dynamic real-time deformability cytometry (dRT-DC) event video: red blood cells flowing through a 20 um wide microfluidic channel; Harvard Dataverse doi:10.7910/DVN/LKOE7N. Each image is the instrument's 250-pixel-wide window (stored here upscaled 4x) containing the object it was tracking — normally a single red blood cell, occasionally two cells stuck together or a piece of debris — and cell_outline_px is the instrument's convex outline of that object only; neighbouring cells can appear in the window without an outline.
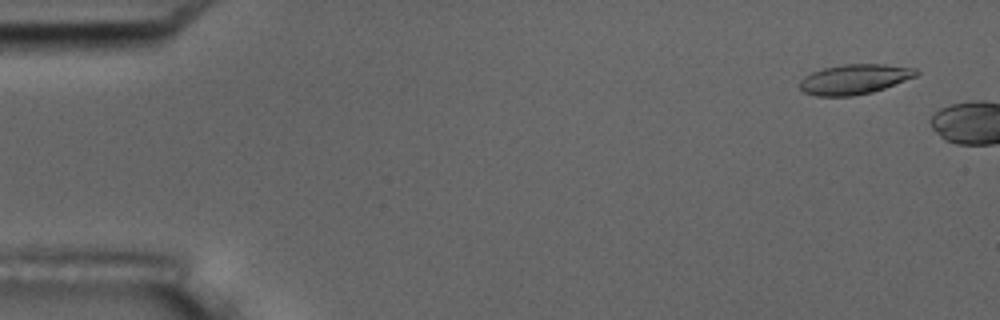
{"species": "common noctule bat (a hibernating species)", "species_latin": "Nyctalus noctula", "temperature_condition": "room temperature", "stored_images_in_passage": 2, "camera_frame_rate_fps": 3000, "um_per_image_px": 0.085, "animal": {"sex": "male", "body_mass_g": 17.5, "forearm_length_mm": 52.3}, "frame": {"image": 1, "passage_image": 1, "time_ms": 0.0, "image_size_px": [1000, 320], "cell_outline_px": [[920, 72], [916, 76], [884, 88], [872, 92], [852, 96], [816, 96], [804, 92], [800, 88], [800, 80], [804, 76], [812, 72], [824, 68], [844, 64], [884, 64], [916, 68]], "centroid_in_image_um": [72.63, 6.73], "position_along_channel_um": 12.4, "area_um2": 20.29}}